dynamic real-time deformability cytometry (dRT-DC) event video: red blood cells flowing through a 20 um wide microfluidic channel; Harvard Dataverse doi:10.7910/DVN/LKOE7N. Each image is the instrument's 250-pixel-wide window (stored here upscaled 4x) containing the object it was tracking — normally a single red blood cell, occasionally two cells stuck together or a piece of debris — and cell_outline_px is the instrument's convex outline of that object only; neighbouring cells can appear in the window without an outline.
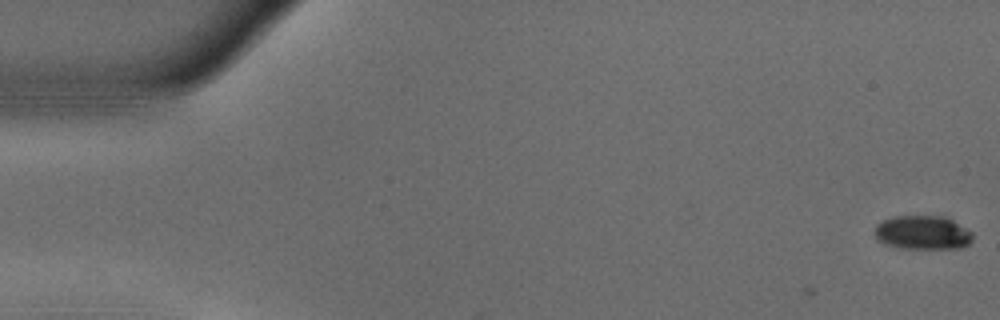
{"species": "common noctule bat (a hibernating species)", "species_latin": "Nyctalus noctula", "temperature_condition": "warm", "stored_images_in_passage": 6, "camera_frame_rate_fps": 3000, "um_per_image_px": 0.085, "animal": {"sex": "male", "body_mass_g": 18.8}, "frame": {"image": 1, "passage_image": 1, "time_ms": 0.0, "image_size_px": [1000, 320], "cell_outline_px": [[972, 240], [964, 248], [896, 248], [884, 244], [876, 240], [876, 224], [880, 220], [896, 216], [944, 216], [952, 220], [972, 232]], "centroid_in_image_um": [78.4, 19.77], "position_along_channel_um": 6.6, "area_um2": 19.48}}